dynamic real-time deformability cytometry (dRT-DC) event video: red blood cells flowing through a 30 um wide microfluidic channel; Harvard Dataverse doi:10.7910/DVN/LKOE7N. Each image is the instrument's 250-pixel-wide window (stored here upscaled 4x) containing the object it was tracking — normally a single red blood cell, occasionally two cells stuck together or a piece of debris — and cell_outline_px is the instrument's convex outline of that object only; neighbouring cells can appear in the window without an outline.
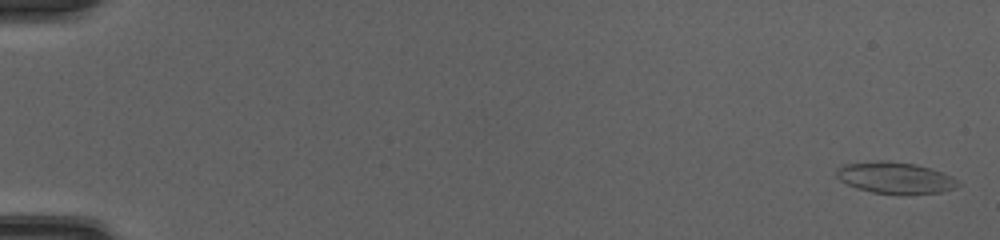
{"species": "common noctule bat (a hibernating species)", "species_latin": "Nyctalus noctula", "temperature_condition": "cold", "stored_images_in_passage": 52, "camera_frame_rate_fps": 3000, "um_per_image_px": 0.085, "animal": {"sex": "female", "body_mass_g": 20.0, "forearm_length_mm": 54.0}, "frame": {"image": 1, "passage_image": 2, "time_ms": 0.333, "image_size_px": [1000, 240], "cell_outline_px": [[960, 184], [952, 188], [940, 192], [872, 192], [856, 188], [840, 180], [836, 176], [836, 172], [844, 164], [884, 160], [888, 160], [916, 164], [932, 168], [956, 180]], "centroid_in_image_um": [76.04, 15.07], "position_along_channel_um": 9.0, "area_um2": 21.39}}
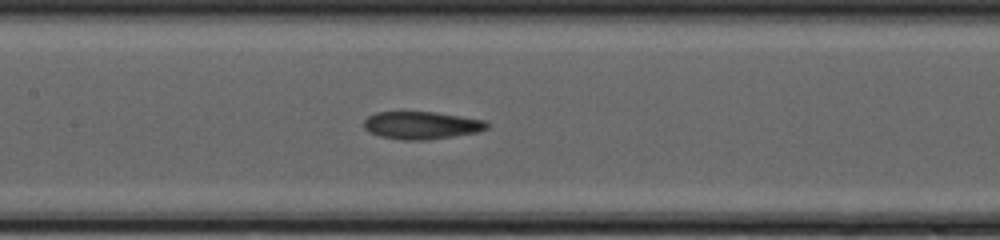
{"frame": {"image": 2, "passage_image": 27, "time_ms": 8.667, "image_size_px": [1000, 240], "cell_outline_px": [[488, 128], [476, 132], [428, 140], [404, 140], [380, 136], [368, 132], [364, 128], [364, 120], [368, 116], [376, 112], [436, 112], [488, 120]], "centroid_in_image_um": [35.83, 10.64], "position_along_channel_um": 171.6, "area_um2": 19.88}}
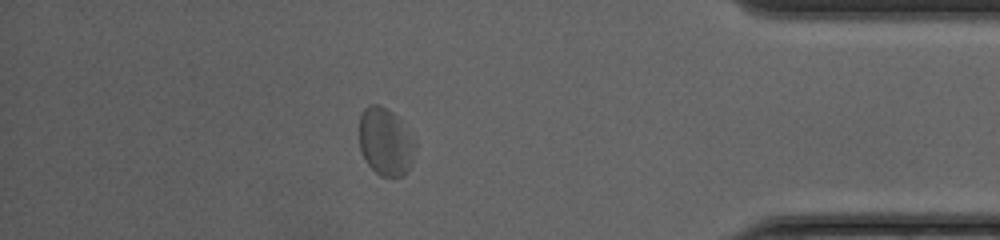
{"frame": {"image": 3, "passage_image": 46, "time_ms": 15.0, "image_size_px": [1000, 240], "cell_outline_px": [[416, 144], [412, 164], [400, 176], [380, 176], [368, 164], [360, 148], [360, 116], [364, 108], [368, 104], [380, 104], [396, 116], [400, 120]], "centroid_in_image_um": [32.75, 12.03], "position_along_channel_um": 402.4, "area_um2": 21.68}, "authors_computed_cell_mechanics": {"area_um2": 21.0103, "velocity_mm_per_s": 4.1432, "shape_relaxation_time_tau1_ms": 3.8351, "shape_relaxation_time_tau2_ms": 2.3196, "deformation_change_tau1": 0.0826, "deformation_change_tau2": 0.1061}}